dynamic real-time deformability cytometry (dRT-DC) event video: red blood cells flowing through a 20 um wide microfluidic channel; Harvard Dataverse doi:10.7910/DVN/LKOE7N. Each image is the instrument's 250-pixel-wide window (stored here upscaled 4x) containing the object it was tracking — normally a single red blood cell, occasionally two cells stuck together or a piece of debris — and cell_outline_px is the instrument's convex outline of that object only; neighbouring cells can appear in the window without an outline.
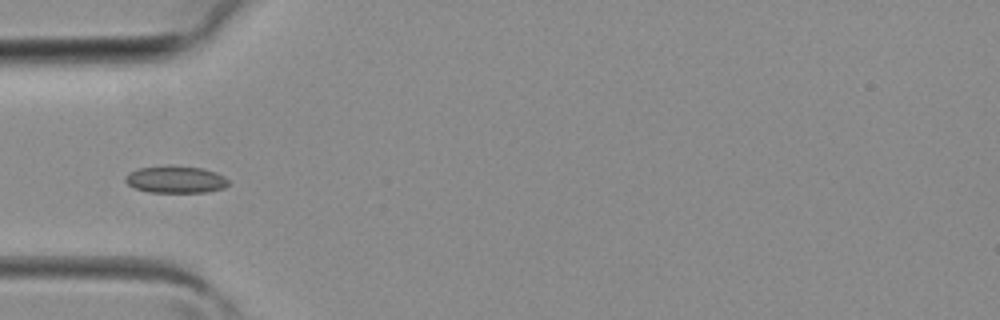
{"species": "common noctule bat (a hibernating species)", "species_latin": "Nyctalus noctula", "temperature_condition": "room temperature", "stored_images_in_passage": 28, "camera_frame_rate_fps": 3000, "um_per_image_px": 0.085, "animal": {"sex": "female", "body_mass_g": 19.3, "forearm_length_mm": 54.1}, "frame": {"image": 1, "passage_image": 1, "time_ms": 0.0, "image_size_px": [1000, 320], "cell_outline_px": [[228, 184], [224, 188], [208, 192], [148, 192], [136, 188], [128, 184], [124, 180], [124, 176], [128, 172], [140, 168], [168, 164], [172, 164], [204, 168], [216, 172], [224, 176], [228, 180]], "centroid_in_image_um": [14.92, 15.23], "position_along_channel_um": 70.1, "area_um2": 16.65}}
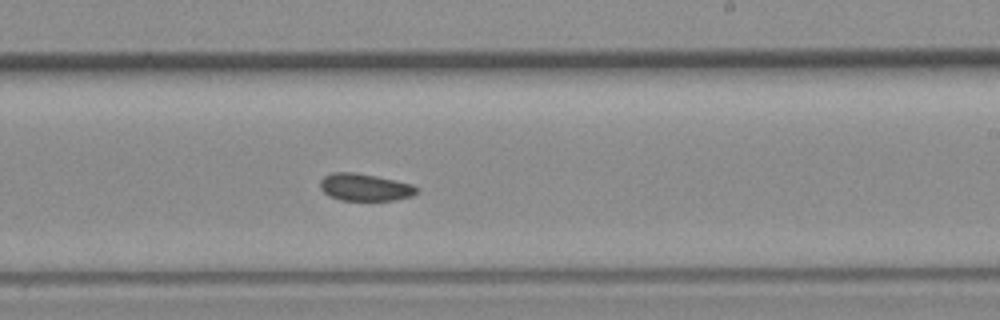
{"frame": {"image": 2, "passage_image": 12, "time_ms": 3.667, "image_size_px": [1000, 320], "cell_outline_px": [[420, 192], [412, 196], [396, 200], [340, 200], [324, 192], [320, 188], [320, 180], [324, 176], [332, 172], [356, 172], [376, 176], [412, 184], [420, 188]], "centroid_in_image_um": [31.05, 15.91], "position_along_channel_um": 257.9, "area_um2": 15.43}}
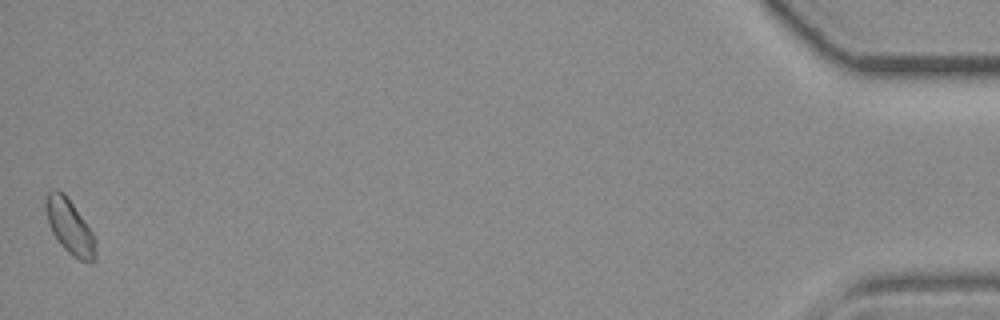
{"frame": {"image": 3, "passage_image": 28, "time_ms": 9.0, "image_size_px": [1000, 320], "cell_outline_px": [[96, 260], [92, 264], [80, 260], [72, 256], [60, 244], [52, 232], [48, 224], [44, 208], [44, 200], [48, 192], [52, 188], [56, 188], [64, 192], [92, 232], [96, 240]], "centroid_in_image_um": [5.91, 19.27], "position_along_channel_um": 429.3, "area_um2": 16.18}}